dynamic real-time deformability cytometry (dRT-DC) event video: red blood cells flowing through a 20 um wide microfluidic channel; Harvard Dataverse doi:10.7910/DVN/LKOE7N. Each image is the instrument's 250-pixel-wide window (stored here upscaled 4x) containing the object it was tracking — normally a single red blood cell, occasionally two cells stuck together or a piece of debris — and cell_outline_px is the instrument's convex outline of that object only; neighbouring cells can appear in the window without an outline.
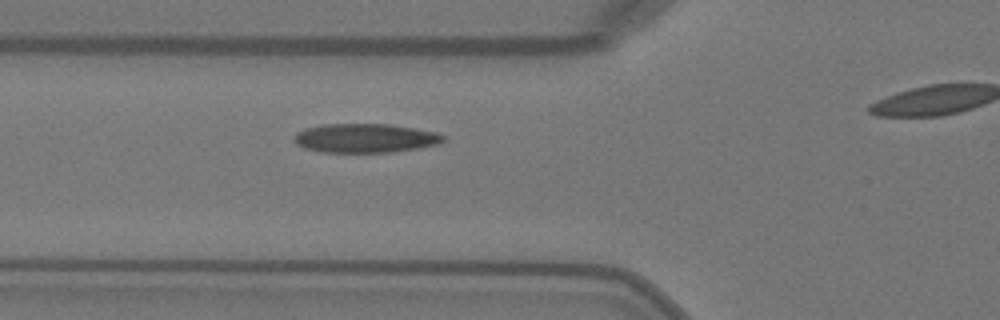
{"species": "Egyptian fruit bat (a non-hibernating species)", "species_latin": "Rousettus aegyptiacus", "temperature_condition": "warm", "stored_images_in_passage": 28, "camera_frame_rate_fps": 3000, "um_per_image_px": 0.085, "animal": {"sex": "female"}, "frame": {"image": 1, "passage_image": 5, "time_ms": 1.333, "image_size_px": [1000, 320], "cell_outline_px": [[448, 140], [440, 144], [416, 148], [388, 152], [320, 152], [304, 148], [296, 144], [296, 132], [304, 128], [324, 124], [392, 124], [436, 132], [444, 136]], "centroid_in_image_um": [31.06, 11.74], "position_along_channel_um": 94.7, "area_um2": 25.26}}
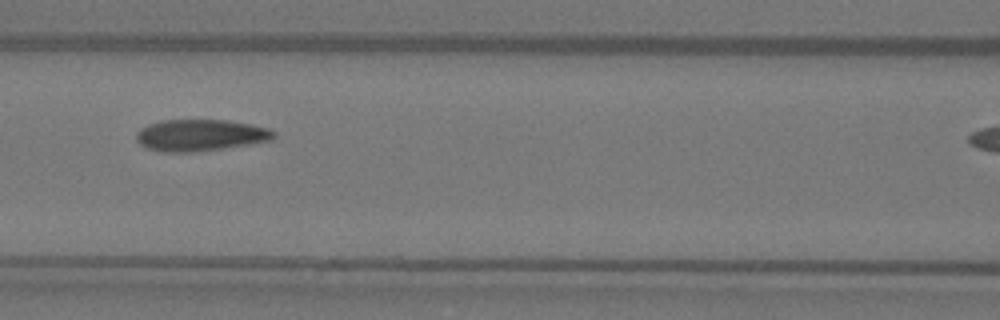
{"frame": {"image": 2, "passage_image": 9, "time_ms": 2.667, "image_size_px": [1000, 320], "cell_outline_px": [[276, 136], [272, 140], [248, 144], [192, 152], [164, 152], [148, 148], [140, 144], [136, 140], [136, 132], [140, 128], [148, 124], [160, 120], [228, 120], [252, 124], [268, 128], [276, 132]], "centroid_in_image_um": [17.02, 11.48], "position_along_channel_um": 149.6, "area_um2": 25.32}}
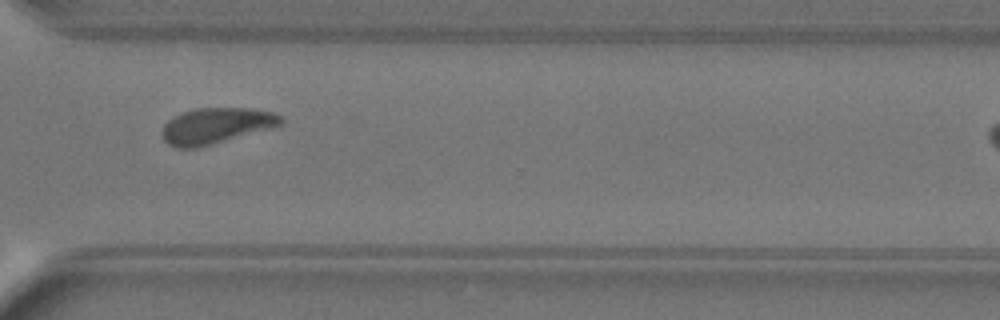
{"frame": {"image": 3, "passage_image": 24, "time_ms": 7.667, "image_size_px": [1000, 320], "cell_outline_px": [[284, 120], [280, 124], [196, 148], [176, 148], [168, 144], [164, 140], [160, 132], [164, 124], [172, 116], [180, 112], [196, 108], [248, 108], [272, 112], [284, 116]], "centroid_in_image_um": [18.27, 10.67], "position_along_channel_um": 352.3, "area_um2": 24.45}}